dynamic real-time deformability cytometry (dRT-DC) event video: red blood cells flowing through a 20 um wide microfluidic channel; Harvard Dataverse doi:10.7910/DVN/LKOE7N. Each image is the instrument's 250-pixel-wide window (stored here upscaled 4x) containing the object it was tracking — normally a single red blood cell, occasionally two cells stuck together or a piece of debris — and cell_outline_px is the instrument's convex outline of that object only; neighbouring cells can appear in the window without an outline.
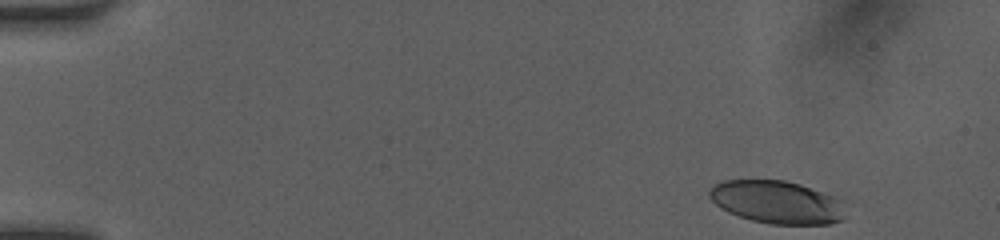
{"species": "human", "species_latin": "Homo sapiens", "temperature_condition": "room temperature", "stored_images_in_passage": 46, "camera_frame_rate_fps": 3000, "um_per_image_px": 0.085, "donor": {"sex": "female"}, "frame": {"image": 1, "passage_image": 1, "time_ms": 0.0, "image_size_px": [1000, 240], "cell_outline_px": [[844, 220], [828, 224], [768, 224], [752, 220], [728, 212], [720, 208], [708, 196], [708, 192], [716, 184], [724, 180], [784, 180], [800, 184], [832, 196], [836, 200]], "centroid_in_image_um": [65.95, 17.18], "position_along_channel_um": 19.1, "area_um2": 33.29}}
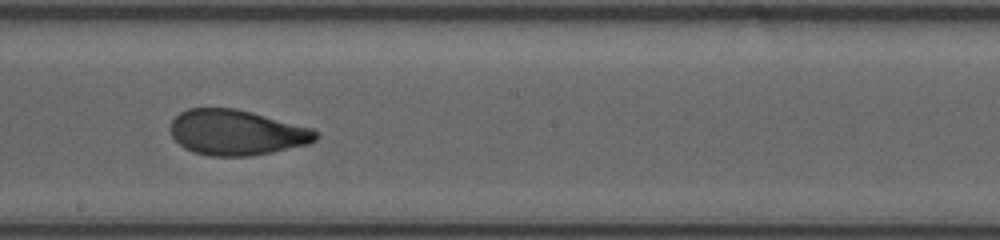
{"frame": {"image": 2, "passage_image": 25, "time_ms": 8.0, "image_size_px": [1000, 240], "cell_outline_px": [[320, 136], [316, 140], [308, 144], [272, 152], [248, 156], [212, 156], [192, 152], [184, 148], [172, 136], [168, 128], [172, 120], [180, 112], [188, 108], [236, 108], [252, 112], [312, 128], [320, 132]], "centroid_in_image_um": [20.1, 11.26], "position_along_channel_um": 228.1, "area_um2": 38.67}}
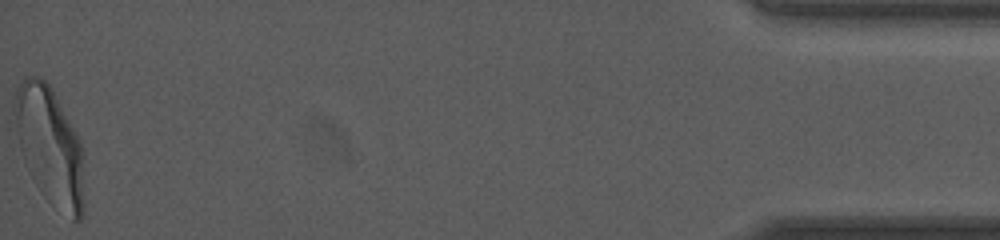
{"frame": {"image": 3, "passage_image": 46, "time_ms": 15.0, "image_size_px": [1000, 240], "cell_outline_px": [[84, 212], [80, 220], [72, 220], [28, 168], [24, 160], [20, 148], [12, 112], [12, 108], [16, 88], [20, 80], [24, 76], [40, 76], [52, 88], [76, 132], [84, 148]], "centroid_in_image_um": [4.25, 12.23], "position_along_channel_um": 430.9, "area_um2": 46.76}, "authors_computed_cell_mechanics": {"area_um2": 38.9572, "velocity_mm_per_s": 4.1669, "shape_relaxation_time_tau1_ms": 4.7692, "shape_relaxation_time_tau2_ms": 1.0021, "deformation_change_tau1": 0.1862, "deformation_change_tau2": 0.0684}}